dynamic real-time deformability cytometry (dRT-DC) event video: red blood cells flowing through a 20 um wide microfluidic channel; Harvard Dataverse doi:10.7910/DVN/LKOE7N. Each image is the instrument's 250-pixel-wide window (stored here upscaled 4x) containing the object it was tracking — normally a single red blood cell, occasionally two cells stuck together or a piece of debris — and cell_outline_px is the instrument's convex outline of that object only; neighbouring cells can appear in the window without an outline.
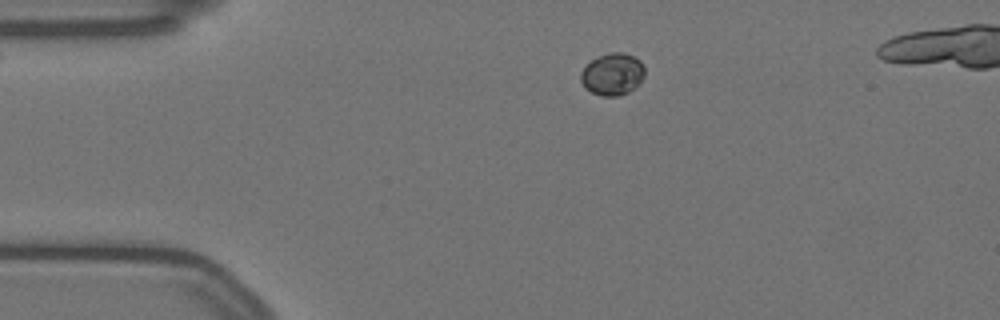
{"species": "Egyptian fruit bat (a non-hibernating species)", "species_latin": "Rousettus aegyptiacus", "temperature_condition": "warm", "stored_images_in_passage": 44, "camera_frame_rate_fps": 3000, "um_per_image_px": 0.085, "animal": {"sex": "female"}, "frame": {"image": 1, "passage_image": 1, "time_ms": 0.0, "image_size_px": [1000, 320], "cell_outline_px": [[644, 76], [640, 84], [628, 92], [620, 96], [600, 96], [584, 88], [580, 80], [580, 72], [592, 60], [608, 52], [624, 52], [640, 60], [644, 64]], "centroid_in_image_um": [52.07, 6.32], "position_along_channel_um": 32.9, "area_um2": 15.84}}
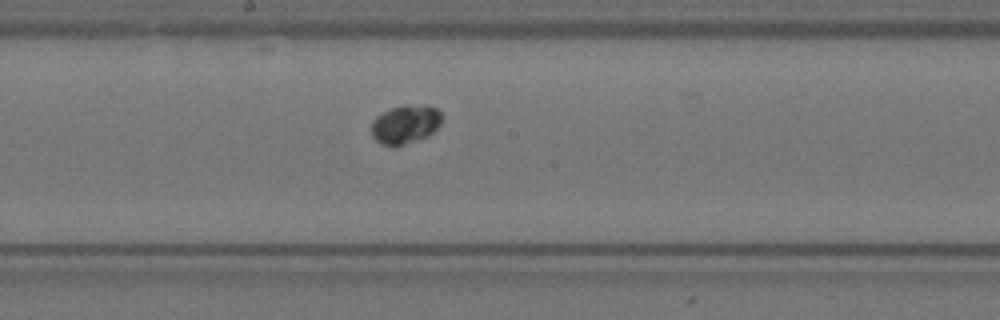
{"frame": {"image": 2, "passage_image": 20, "time_ms": 6.333, "image_size_px": [1000, 320], "cell_outline_px": [[444, 116], [440, 124], [428, 136], [396, 148], [380, 144], [372, 136], [372, 120], [376, 116], [392, 108], [404, 104], [424, 104], [436, 108]], "centroid_in_image_um": [34.46, 10.57], "position_along_channel_um": 213.7, "area_um2": 16.3}}
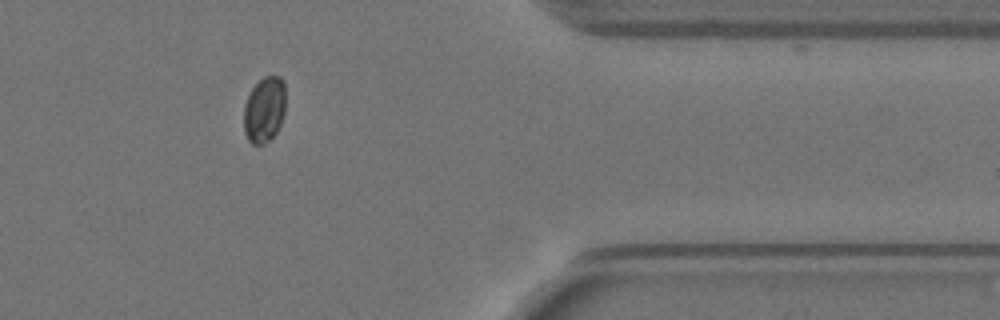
{"frame": {"image": 3, "passage_image": 37, "time_ms": 12.0, "image_size_px": [1000, 320], "cell_outline_px": [[284, 112], [280, 124], [276, 132], [264, 144], [252, 144], [248, 140], [244, 132], [244, 104], [252, 88], [264, 76], [280, 76], [284, 84]], "centroid_in_image_um": [22.45, 9.32], "position_along_channel_um": 389.0, "area_um2": 15.84}}